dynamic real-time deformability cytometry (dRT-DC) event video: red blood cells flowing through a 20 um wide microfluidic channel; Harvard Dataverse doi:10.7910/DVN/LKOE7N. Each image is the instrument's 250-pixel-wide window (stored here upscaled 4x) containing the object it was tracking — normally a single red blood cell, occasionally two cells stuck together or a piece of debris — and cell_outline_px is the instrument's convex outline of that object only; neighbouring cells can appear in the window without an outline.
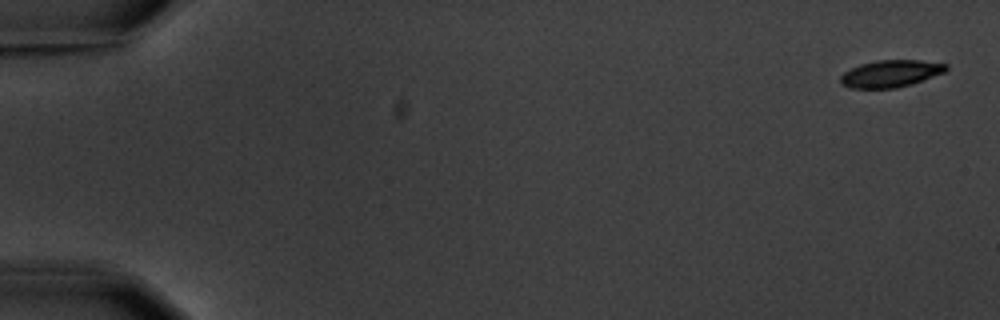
{"species": "common noctule bat (a hibernating species)", "species_latin": "Nyctalus noctula", "temperature_condition": "warm", "stored_images_in_passage": 7, "camera_frame_rate_fps": 3000, "um_per_image_px": 0.085, "animal": {"sex": "male", "body_mass_g": 20.1, "forearm_length_mm": 53.5}, "frame": {"image": 1, "passage_image": 1, "time_ms": 0.0, "image_size_px": [1000, 320], "cell_outline_px": [[948, 68], [944, 72], [912, 84], [896, 88], [852, 88], [840, 84], [840, 76], [844, 72], [860, 64], [876, 60], [920, 60], [948, 64]], "centroid_in_image_um": [75.7, 6.25], "position_along_channel_um": 9.3, "area_um2": 16.65}}
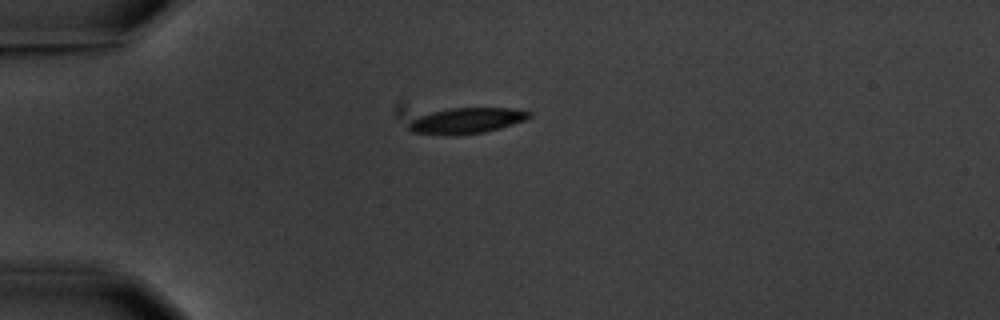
{"frame": {"image": 2, "passage_image": 5, "time_ms": 4.667, "image_size_px": [1000, 320], "cell_outline_px": [[532, 116], [524, 120], [512, 124], [484, 132], [448, 136], [444, 136], [412, 132], [408, 128], [408, 124], [412, 120], [420, 116], [432, 112], [448, 108], [512, 108], [532, 112]], "centroid_in_image_um": [39.64, 10.26], "position_along_channel_um": 45.4, "area_um2": 18.03}}